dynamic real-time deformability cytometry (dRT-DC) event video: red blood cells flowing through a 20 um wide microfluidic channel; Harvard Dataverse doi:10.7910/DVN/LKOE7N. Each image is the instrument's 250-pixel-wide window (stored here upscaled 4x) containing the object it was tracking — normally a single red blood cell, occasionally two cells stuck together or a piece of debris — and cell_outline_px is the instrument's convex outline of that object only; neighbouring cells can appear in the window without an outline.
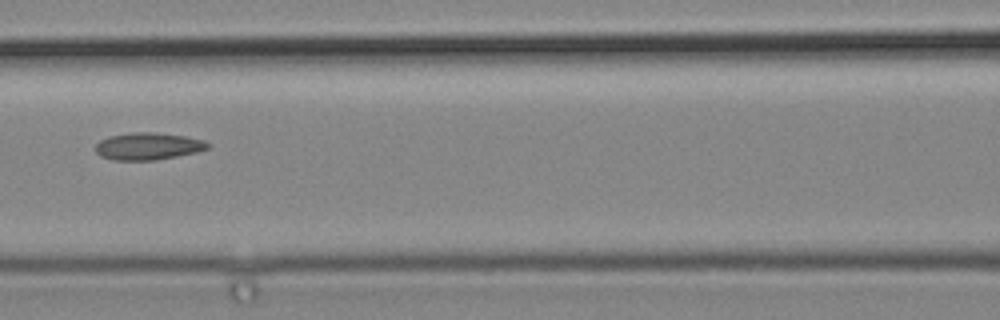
{"species": "common noctule bat (a hibernating species)", "species_latin": "Nyctalus noctula", "temperature_condition": "cold", "stored_images_in_passage": 4, "camera_frame_rate_fps": 3000, "um_per_image_px": 0.085, "animal": {"sex": "male", "body_mass_g": 19.2, "forearm_length_mm": 51.8}, "frame": {"image": 1, "passage_image": 3, "time_ms": 0.667, "image_size_px": [1000, 320], "cell_outline_px": [[208, 148], [196, 152], [156, 160], [112, 160], [100, 156], [96, 152], [96, 144], [100, 140], [108, 136], [132, 132], [156, 132], [184, 136], [204, 140], [208, 144]], "centroid_in_image_um": [12.54, 12.42], "position_along_channel_um": 154.1, "area_um2": 17.74}}
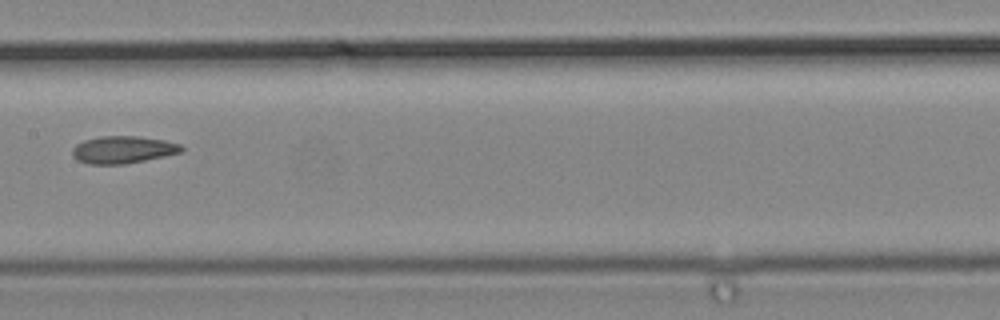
{"frame": {"image": 2, "passage_image": 4, "time_ms": 1.0, "image_size_px": [1000, 320], "cell_outline_px": [[184, 152], [124, 164], [88, 164], [76, 160], [72, 156], [72, 148], [76, 144], [84, 140], [100, 136], [140, 136], [164, 140], [180, 144], [184, 148]], "centroid_in_image_um": [10.44, 12.72], "position_along_channel_um": 197.0, "area_um2": 17.51}}